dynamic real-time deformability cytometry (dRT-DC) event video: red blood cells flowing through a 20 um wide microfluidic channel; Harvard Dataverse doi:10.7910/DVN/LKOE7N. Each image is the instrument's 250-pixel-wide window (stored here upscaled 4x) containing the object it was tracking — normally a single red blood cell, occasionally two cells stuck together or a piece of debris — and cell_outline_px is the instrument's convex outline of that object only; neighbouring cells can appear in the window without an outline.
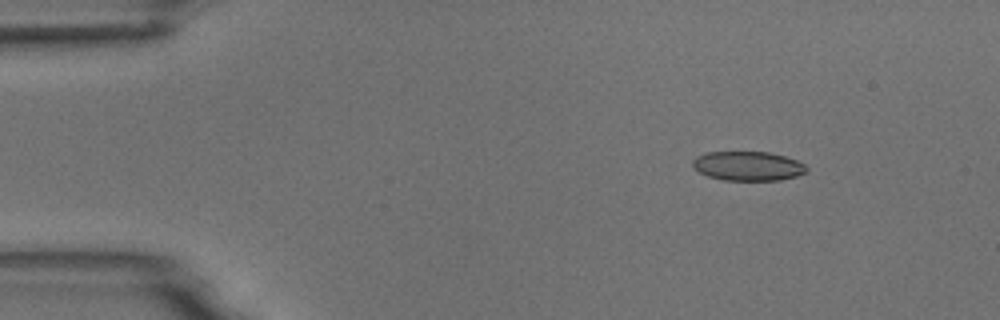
{"species": "common noctule bat (a hibernating species)", "species_latin": "Nyctalus noctula", "temperature_condition": "room temperature", "stored_images_in_passage": 4, "camera_frame_rate_fps": 3000, "um_per_image_px": 0.085, "animal": {"sex": "male", "body_mass_g": 18.8}, "frame": {"image": 1, "passage_image": 2, "time_ms": 1.333, "image_size_px": [1000, 320], "cell_outline_px": [[808, 172], [796, 176], [780, 180], [724, 180], [708, 176], [692, 168], [692, 160], [696, 156], [708, 152], [768, 152], [784, 156], [796, 160], [804, 164], [808, 168]], "centroid_in_image_um": [63.57, 14.11], "position_along_channel_um": 21.4, "area_um2": 19.48}}
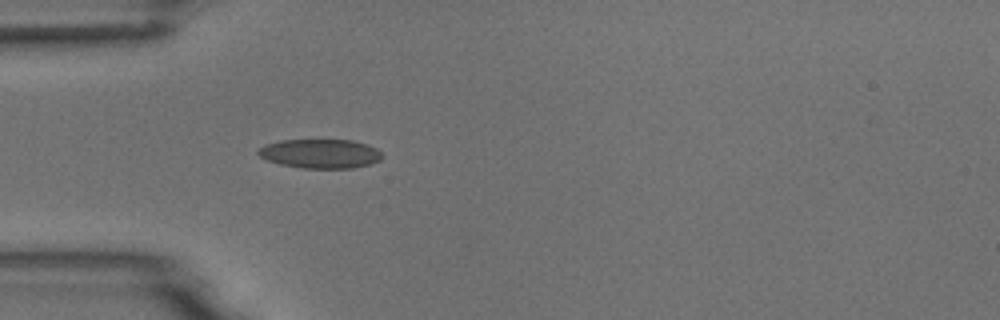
{"frame": {"image": 2, "passage_image": 4, "time_ms": 4.333, "image_size_px": [1000, 320], "cell_outline_px": [[384, 156], [380, 160], [372, 164], [352, 168], [300, 168], [280, 164], [268, 160], [260, 156], [256, 152], [264, 144], [280, 140], [352, 140], [368, 144], [376, 148]], "centroid_in_image_um": [27.24, 13.06], "position_along_channel_um": 57.8, "area_um2": 21.21}}